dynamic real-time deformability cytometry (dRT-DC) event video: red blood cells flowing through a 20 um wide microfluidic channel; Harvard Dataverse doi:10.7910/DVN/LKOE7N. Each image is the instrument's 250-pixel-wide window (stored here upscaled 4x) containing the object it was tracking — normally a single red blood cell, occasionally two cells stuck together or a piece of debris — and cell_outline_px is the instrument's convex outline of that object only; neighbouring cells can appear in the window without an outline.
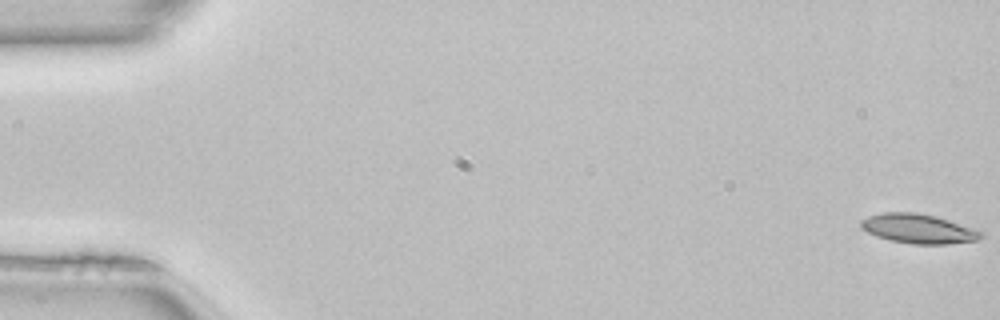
{"species": "common noctule bat (a hibernating species)", "species_latin": "Nyctalus noctula", "temperature_condition": "room temperature", "stored_images_in_passage": 51, "camera_frame_rate_fps": 3000, "um_per_image_px": 0.085, "animal": {"sex": "female", "body_mass_g": 22.7, "forearm_length_mm": 54.2}, "frame": {"image": 1, "passage_image": 1, "time_ms": 0.0, "image_size_px": [1000, 320], "cell_outline_px": [[984, 236], [980, 240], [948, 244], [912, 244], [888, 240], [876, 236], [860, 228], [860, 220], [868, 216], [884, 212], [916, 212], [936, 216], [984, 232]], "centroid_in_image_um": [78.05, 19.44], "position_along_channel_um": 6.9, "area_um2": 20.75}}
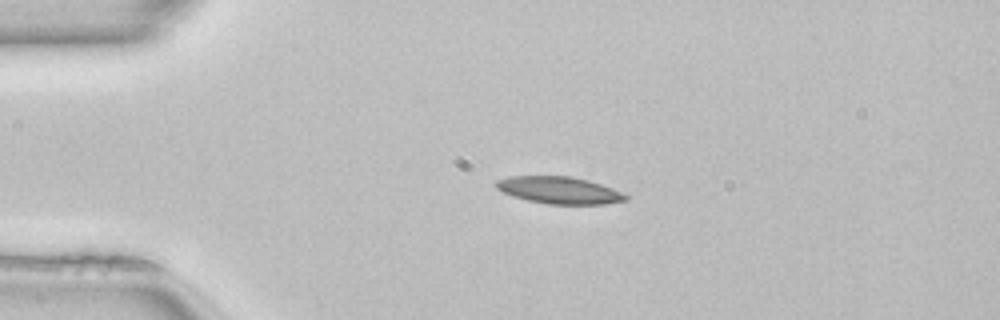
{"frame": {"image": 2, "passage_image": 12, "time_ms": 3.667, "image_size_px": [1000, 320], "cell_outline_px": [[628, 200], [604, 204], [548, 204], [528, 200], [512, 196], [496, 188], [496, 180], [512, 176], [572, 176], [588, 180], [612, 188], [628, 196]], "centroid_in_image_um": [47.54, 16.17], "position_along_channel_um": 37.5, "area_um2": 20.29}}
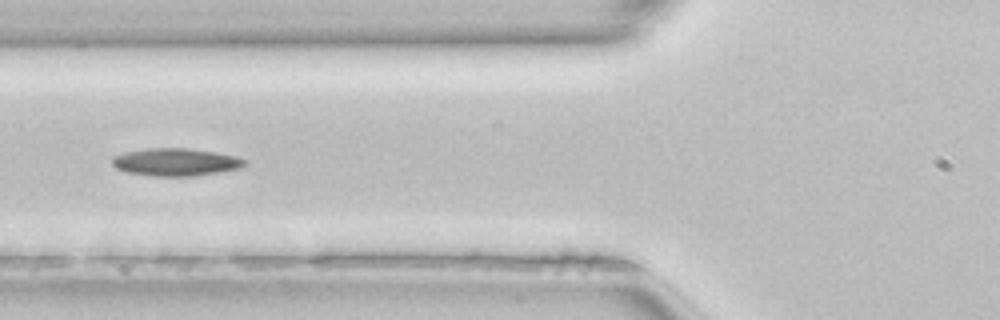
{"frame": {"image": 3, "passage_image": 20, "time_ms": 6.333, "image_size_px": [1000, 320], "cell_outline_px": [[248, 164], [240, 168], [220, 172], [192, 176], [156, 176], [128, 172], [116, 168], [112, 164], [112, 156], [124, 152], [144, 148], [188, 148], [216, 152], [236, 156], [248, 160]], "centroid_in_image_um": [14.96, 13.76], "position_along_channel_um": 110.8, "area_um2": 21.5}, "authors_computed_cell_mechanics": {"area_um2": 20.0566, "velocity_mm_per_s": 4.0834, "shape_relaxation_time_tau1_ms": null, "shape_relaxation_time_tau2_ms": 5.756, "deformation_change_tau1": null, "deformation_change_tau2": 0.1375}}